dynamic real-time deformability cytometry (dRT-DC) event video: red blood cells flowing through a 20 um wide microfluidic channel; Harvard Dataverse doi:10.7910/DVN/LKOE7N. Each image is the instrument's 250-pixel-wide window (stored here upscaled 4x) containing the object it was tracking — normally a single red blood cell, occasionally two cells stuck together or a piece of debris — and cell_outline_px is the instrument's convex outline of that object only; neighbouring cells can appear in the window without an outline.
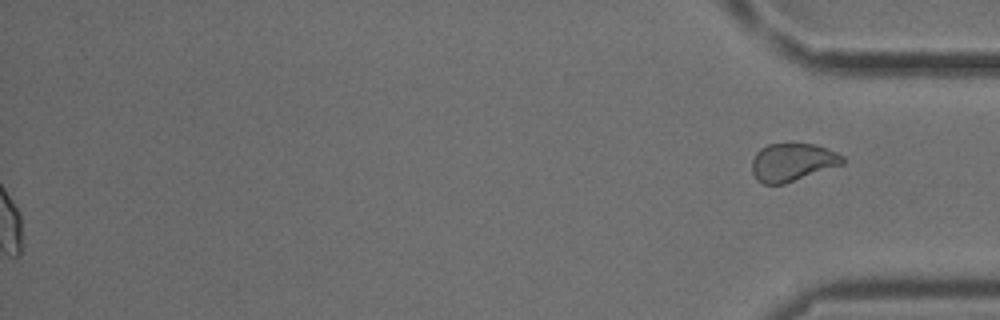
{"species": "common noctule bat (a hibernating species)", "species_latin": "Nyctalus noctula", "temperature_condition": "cold", "stored_images_in_passage": 37, "segment_of_instrument_passage": [2, 2], "camera_frame_rate_fps": 3000, "um_per_image_px": 0.085, "animal": {"sex": "male", "body_mass_g": 18.8}, "frame": {"image": 1, "passage_image": 37, "time_ms": 12.0, "image_size_px": [1000, 320], "cell_outline_px": [[844, 164], [784, 184], [764, 184], [756, 180], [752, 172], [752, 160], [756, 152], [760, 148], [768, 144], [816, 144], [836, 152], [844, 156]], "centroid_in_image_um": [67.35, 13.79], "position_along_channel_um": 367.9, "area_um2": 20.11}}